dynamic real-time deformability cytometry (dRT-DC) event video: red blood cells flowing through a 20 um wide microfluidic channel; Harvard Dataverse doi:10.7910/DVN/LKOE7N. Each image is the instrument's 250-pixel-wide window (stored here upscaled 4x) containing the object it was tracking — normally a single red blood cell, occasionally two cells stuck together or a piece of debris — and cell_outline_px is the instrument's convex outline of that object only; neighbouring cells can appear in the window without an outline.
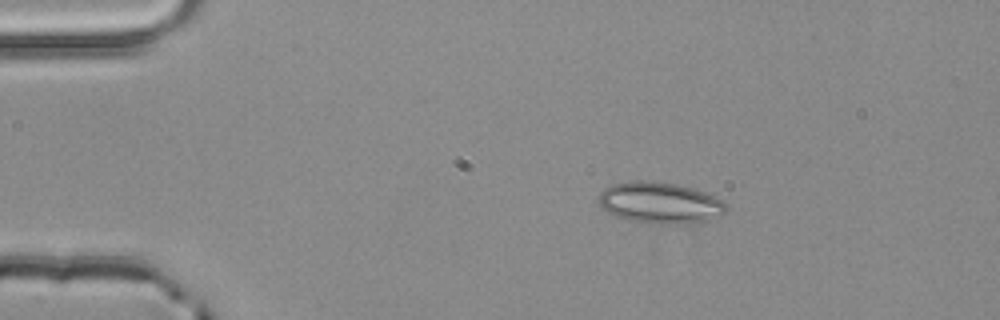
{"species": "common noctule bat (a hibernating species)", "species_latin": "Nyctalus noctula", "temperature_condition": "room temperature", "stored_images_in_passage": 3, "camera_frame_rate_fps": 3000, "um_per_image_px": 0.085, "animal": {"sex": "male", "body_mass_g": 20.4}, "frame": {"image": 1, "passage_image": 1, "time_ms": 0.0, "image_size_px": [1000, 320], "cell_outline_px": [[728, 212], [720, 216], [708, 220], [688, 224], [668, 224], [628, 220], [612, 216], [600, 204], [600, 192], [604, 188], [612, 184], [636, 180], [652, 180], [676, 184], [692, 188], [704, 192], [720, 200], [728, 208]], "centroid_in_image_um": [56.1, 17.24], "position_along_channel_um": 28.9, "area_um2": 30.69}}